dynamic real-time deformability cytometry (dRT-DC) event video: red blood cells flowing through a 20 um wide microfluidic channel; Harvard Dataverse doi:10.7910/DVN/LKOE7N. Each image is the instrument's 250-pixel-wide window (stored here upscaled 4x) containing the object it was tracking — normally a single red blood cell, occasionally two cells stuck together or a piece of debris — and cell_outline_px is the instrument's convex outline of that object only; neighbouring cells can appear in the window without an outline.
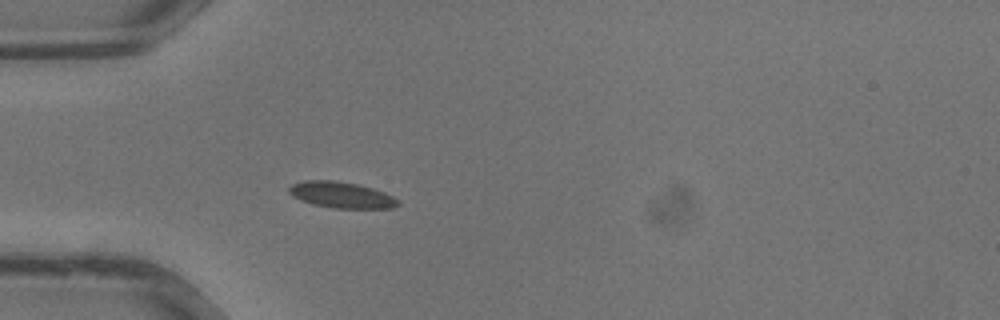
{"species": "common noctule bat (a hibernating species)", "species_latin": "Nyctalus noctula", "temperature_condition": "warm", "stored_images_in_passage": 35, "camera_frame_rate_fps": 3000, "um_per_image_px": 0.085, "animal": {"sex": "male", "body_mass_g": 13.3}, "frame": {"image": 1, "passage_image": 10, "time_ms": 3.0, "image_size_px": [1000, 320], "cell_outline_px": [[400, 204], [392, 208], [332, 208], [312, 204], [300, 200], [292, 196], [288, 192], [288, 188], [292, 184], [304, 180], [332, 180], [356, 184], [372, 188], [384, 192], [400, 200]], "centroid_in_image_um": [29.0, 16.57], "position_along_channel_um": 56.0, "area_um2": 16.65}}
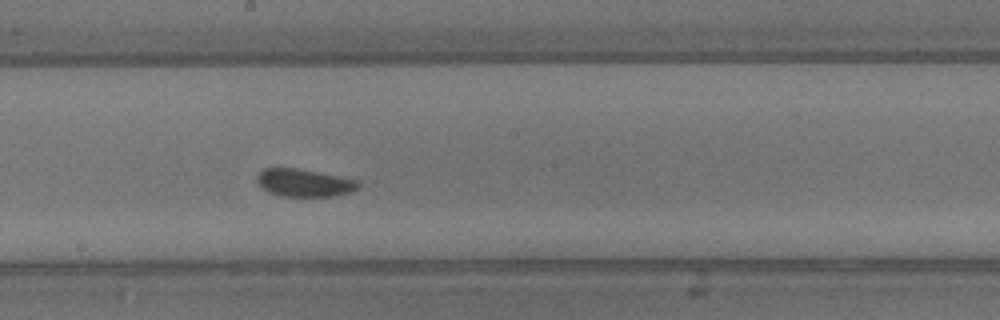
{"frame": {"image": 2, "passage_image": 19, "time_ms": 6.0, "image_size_px": [1000, 320], "cell_outline_px": [[360, 184], [356, 188], [348, 192], [332, 196], [284, 196], [268, 192], [256, 180], [256, 176], [264, 168], [296, 168], [356, 180]], "centroid_in_image_um": [25.8, 15.53], "position_along_channel_um": 222.4, "area_um2": 15.84}}
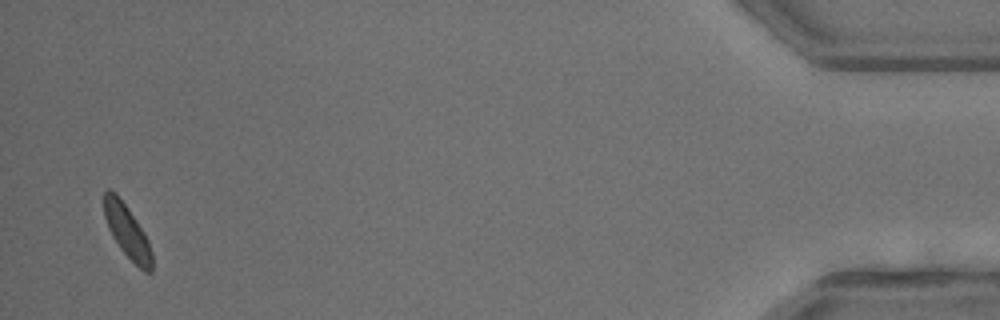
{"frame": {"image": 3, "passage_image": 34, "time_ms": 11.0, "image_size_px": [1000, 320], "cell_outline_px": [[152, 272], [144, 272], [120, 248], [112, 236], [108, 228], [104, 216], [104, 192], [108, 188], [112, 188], [116, 192], [136, 220], [144, 232], [148, 240], [152, 252]], "centroid_in_image_um": [10.8, 19.64], "position_along_channel_um": 424.4, "area_um2": 14.74}}